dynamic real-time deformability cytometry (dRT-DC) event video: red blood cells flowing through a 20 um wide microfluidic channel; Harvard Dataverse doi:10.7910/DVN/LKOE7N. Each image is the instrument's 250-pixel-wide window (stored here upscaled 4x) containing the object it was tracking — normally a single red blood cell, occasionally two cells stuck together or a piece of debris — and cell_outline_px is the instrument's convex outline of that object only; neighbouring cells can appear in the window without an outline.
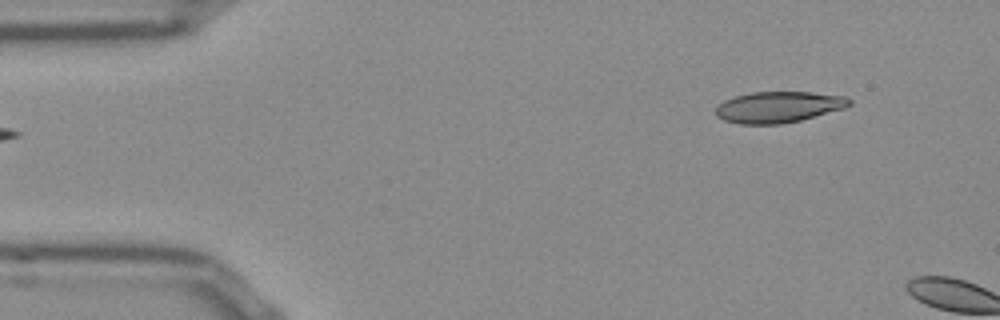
{"species": "Egyptian fruit bat (a non-hibernating species)", "species_latin": "Rousettus aegyptiacus", "temperature_condition": "room temperature", "stored_images_in_passage": 3, "camera_frame_rate_fps": 3000, "um_per_image_px": 0.085, "frame": {"image": 1, "passage_image": 1, "time_ms": 0.0, "image_size_px": [1000, 320], "cell_outline_px": [[852, 104], [844, 108], [800, 120], [780, 124], [740, 124], [724, 120], [716, 116], [716, 108], [724, 100], [736, 96], [752, 92], [812, 92], [844, 96], [852, 100]], "centroid_in_image_um": [66.18, 9.09], "position_along_channel_um": 18.8, "area_um2": 24.1}}